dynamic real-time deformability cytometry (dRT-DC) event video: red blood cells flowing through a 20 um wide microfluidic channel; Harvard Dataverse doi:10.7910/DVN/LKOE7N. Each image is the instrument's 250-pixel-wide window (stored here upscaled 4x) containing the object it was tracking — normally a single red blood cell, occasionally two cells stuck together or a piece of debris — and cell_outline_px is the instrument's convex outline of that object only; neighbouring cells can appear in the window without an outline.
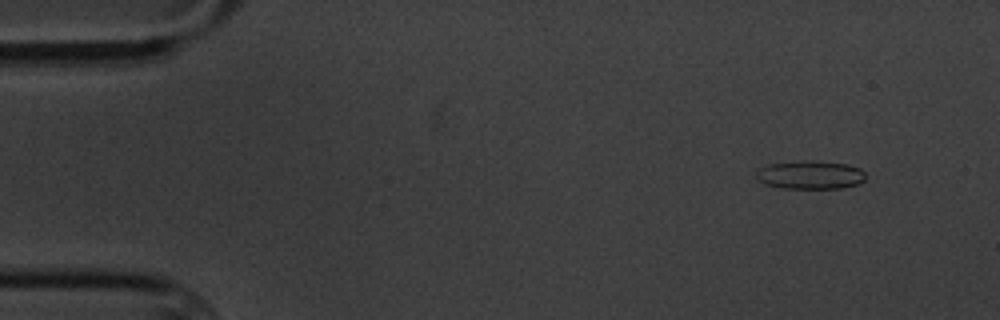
{"species": "common noctule bat (a hibernating species)", "species_latin": "Nyctalus noctula", "temperature_condition": "cold", "stored_images_in_passage": 14, "camera_frame_rate_fps": 3000, "um_per_image_px": 0.085, "animal": {"sex": "male", "body_mass_g": 20.1, "forearm_length_mm": 53.5}, "frame": {"image": 1, "passage_image": 1, "time_ms": 0.0, "image_size_px": [1000, 320], "cell_outline_px": [[864, 180], [856, 184], [844, 188], [784, 188], [768, 184], [760, 180], [756, 176], [756, 172], [760, 168], [768, 164], [804, 160], [816, 160], [848, 164], [860, 168], [864, 172]], "centroid_in_image_um": [68.9, 14.85], "position_along_channel_um": 16.1, "area_um2": 18.03}}
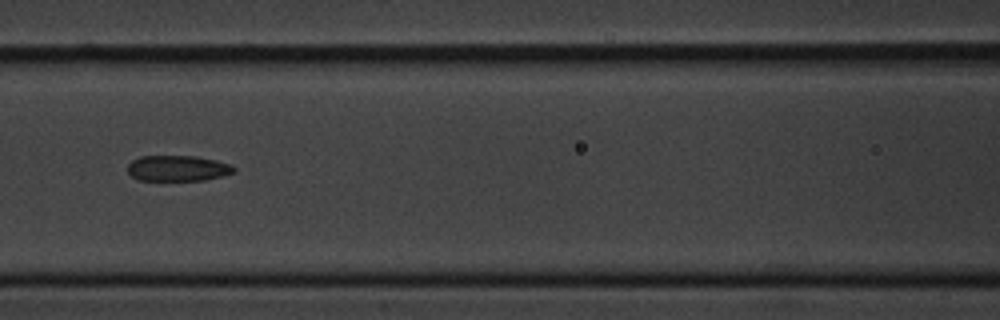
{"frame": {"image": 2, "passage_image": 6, "time_ms": 6.667, "image_size_px": [1000, 320], "cell_outline_px": [[236, 172], [224, 176], [204, 180], [140, 180], [132, 176], [128, 172], [128, 164], [132, 160], [140, 156], [196, 156], [216, 160], [232, 164], [236, 168]], "centroid_in_image_um": [15.16, 14.3], "position_along_channel_um": 151.4, "area_um2": 16.07}}
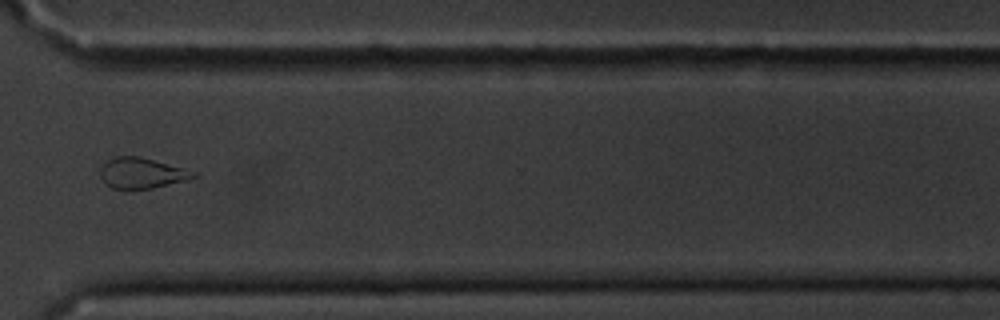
{"frame": {"image": 3, "passage_image": 11, "time_ms": 12.667, "image_size_px": [1000, 320], "cell_outline_px": [[196, 176], [188, 180], [152, 188], [112, 188], [100, 176], [100, 168], [108, 160], [116, 156], [140, 156], [184, 168], [196, 172]], "centroid_in_image_um": [12.07, 14.69], "position_along_channel_um": 358.5, "area_um2": 16.36}, "authors_computed_cell_mechanics": {"area_um2": 16.8776, "velocity_mm_per_s": 3.4572, "shape_relaxation_time_tau1_ms": 9.7192, "shape_relaxation_time_tau2_ms": 2.4749, "deformation_change_tau1": 0.1888, "deformation_change_tau2": 0.0972}}